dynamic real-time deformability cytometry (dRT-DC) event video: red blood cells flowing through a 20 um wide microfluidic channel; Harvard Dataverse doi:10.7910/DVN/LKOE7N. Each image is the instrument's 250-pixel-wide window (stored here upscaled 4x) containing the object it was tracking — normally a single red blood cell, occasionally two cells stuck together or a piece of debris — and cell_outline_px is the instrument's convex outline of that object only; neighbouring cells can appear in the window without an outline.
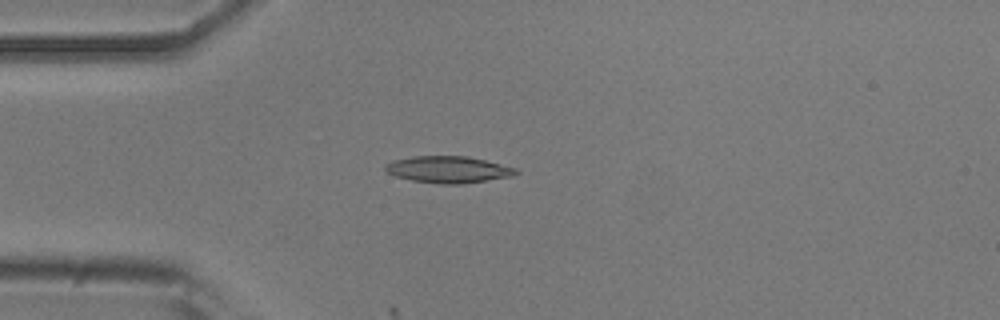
{"species": "common noctule bat (a hibernating species)", "species_latin": "Nyctalus noctula", "temperature_condition": "room temperature", "stored_images_in_passage": 10, "camera_frame_rate_fps": 3000, "um_per_image_px": 0.085, "animal": {"sex": "male", "body_mass_g": 20.5, "forearm_length_mm": 52.5}, "frame": {"image": 1, "passage_image": 3, "time_ms": 0.667, "image_size_px": [1000, 320], "cell_outline_px": [[520, 172], [512, 176], [464, 184], [440, 184], [412, 180], [396, 176], [388, 172], [384, 168], [384, 164], [392, 160], [412, 156], [468, 156], [516, 168]], "centroid_in_image_um": [38.09, 14.41], "position_along_channel_um": 46.9, "area_um2": 20.35}}
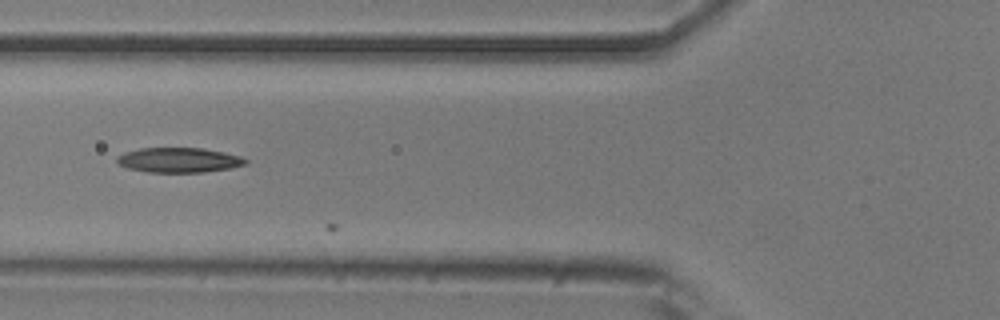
{"frame": {"image": 2, "passage_image": 9, "time_ms": 2.667, "image_size_px": [1000, 320], "cell_outline_px": [[248, 164], [232, 168], [204, 172], [148, 172], [128, 168], [120, 164], [116, 160], [116, 156], [124, 152], [140, 148], [204, 148], [224, 152], [240, 156], [248, 160]], "centroid_in_image_um": [15.23, 13.6], "position_along_channel_um": 110.6, "area_um2": 18.73}}